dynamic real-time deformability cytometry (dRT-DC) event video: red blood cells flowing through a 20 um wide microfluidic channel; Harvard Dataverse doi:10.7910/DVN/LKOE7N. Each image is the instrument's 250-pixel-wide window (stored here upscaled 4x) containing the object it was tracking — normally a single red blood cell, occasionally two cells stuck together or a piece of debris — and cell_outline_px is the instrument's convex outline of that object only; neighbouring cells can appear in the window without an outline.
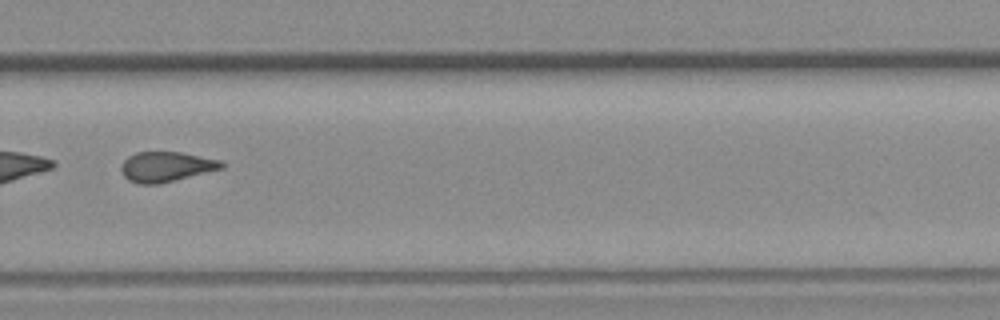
{"species": "common noctule bat (a hibernating species)", "species_latin": "Nyctalus noctula", "temperature_condition": "room temperature", "stored_images_in_passage": 55, "segment_of_instrument_passage": [2, 2], "camera_frame_rate_fps": 3000, "um_per_image_px": 0.085, "animal": {"sex": "female", "body_mass_g": 19.3, "forearm_length_mm": 54.1}, "frame": {"image": 1, "passage_image": 38, "time_ms": 12.333, "image_size_px": [1000, 320], "cell_outline_px": [[224, 168], [160, 184], [140, 184], [128, 180], [124, 176], [120, 168], [120, 164], [128, 156], [136, 152], [180, 152], [220, 160], [224, 164]], "centroid_in_image_um": [14.1, 14.17], "position_along_channel_um": 315.7, "area_um2": 17.63}}